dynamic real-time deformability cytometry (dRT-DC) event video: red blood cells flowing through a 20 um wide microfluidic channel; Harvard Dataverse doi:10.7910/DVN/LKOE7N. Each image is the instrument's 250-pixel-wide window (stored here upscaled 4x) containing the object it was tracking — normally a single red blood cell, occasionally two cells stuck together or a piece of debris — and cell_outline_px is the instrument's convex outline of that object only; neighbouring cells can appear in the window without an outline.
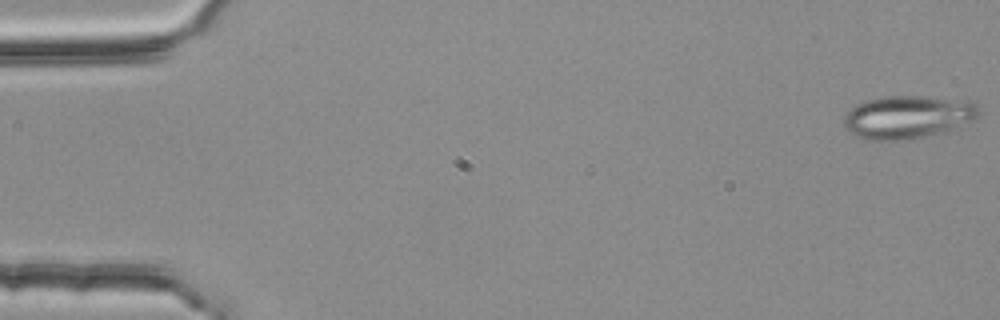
{"species": "common noctule bat (a hibernating species)", "species_latin": "Nyctalus noctula", "temperature_condition": "room temperature", "stored_images_in_passage": 4, "camera_frame_rate_fps": 3000, "um_per_image_px": 0.085, "animal": {"sex": "female", "body_mass_g": 25.1}, "frame": {"image": 1, "passage_image": 1, "time_ms": 0.0, "image_size_px": [1000, 320], "cell_outline_px": [[980, 116], [972, 120], [944, 132], [904, 140], [864, 140], [852, 132], [844, 124], [844, 116], [856, 104], [868, 100], [884, 96], [920, 96], [964, 100], [976, 104], [980, 112]], "centroid_in_image_um": [77.16, 9.94], "position_along_channel_um": 7.8, "area_um2": 33.47}}